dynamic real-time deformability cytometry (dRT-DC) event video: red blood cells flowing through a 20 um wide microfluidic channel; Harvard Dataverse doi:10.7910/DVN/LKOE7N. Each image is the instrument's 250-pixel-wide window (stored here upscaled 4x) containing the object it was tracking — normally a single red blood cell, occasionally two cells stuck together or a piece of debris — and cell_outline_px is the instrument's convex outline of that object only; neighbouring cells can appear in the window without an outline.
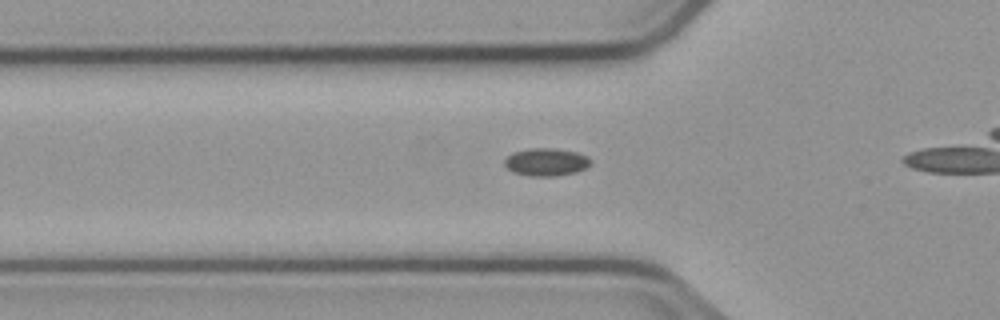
{"species": "common noctule bat (a hibernating species)", "species_latin": "Nyctalus noctula", "temperature_condition": "cold", "stored_images_in_passage": 30, "camera_frame_rate_fps": 3000, "um_per_image_px": 0.085, "animal": {"sex": "male", "body_mass_g": 23.1, "forearm_length_mm": 52.7}, "frame": {"image": 1, "passage_image": 5, "time_ms": 1.333, "image_size_px": [1000, 320], "cell_outline_px": [[592, 160], [584, 168], [576, 172], [556, 176], [528, 176], [512, 172], [504, 164], [504, 160], [512, 152], [532, 148], [552, 148], [576, 152]], "centroid_in_image_um": [46.37, 13.78], "position_along_channel_um": 79.4, "area_um2": 13.76}}
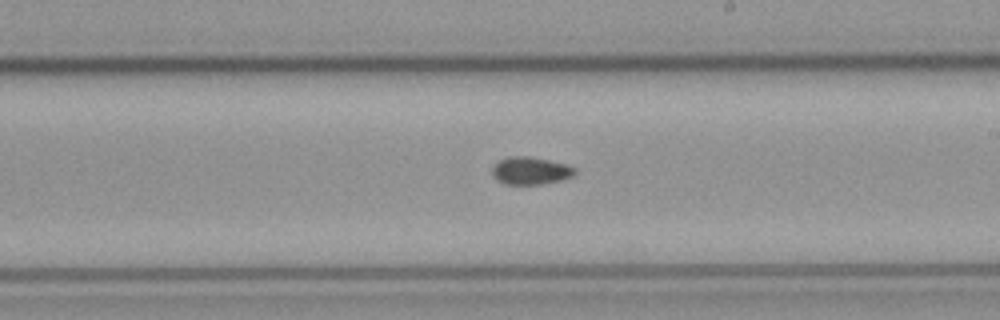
{"frame": {"image": 2, "passage_image": 18, "time_ms": 5.667, "image_size_px": [1000, 320], "cell_outline_px": [[576, 172], [572, 176], [560, 180], [540, 184], [504, 184], [496, 180], [492, 176], [492, 168], [500, 160], [508, 156], [528, 156], [568, 164], [576, 168]], "centroid_in_image_um": [45.09, 14.51], "position_along_channel_um": 243.9, "area_um2": 13.29}}
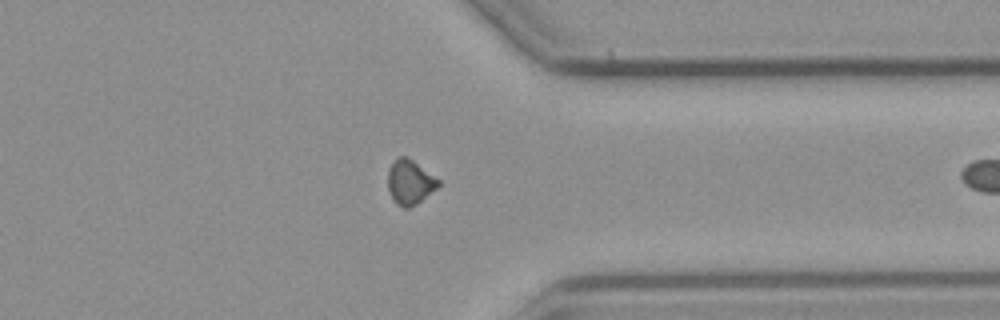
{"frame": {"image": 3, "passage_image": 29, "time_ms": 9.333, "image_size_px": [1000, 320], "cell_outline_px": [[440, 184], [436, 188], [416, 204], [408, 208], [404, 208], [396, 204], [388, 188], [388, 168], [400, 156], [404, 156], [412, 160], [440, 180]], "centroid_in_image_um": [34.83, 15.49], "position_along_channel_um": 376.6, "area_um2": 12.77}}